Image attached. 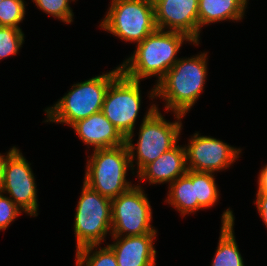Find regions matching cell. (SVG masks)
Here are the masks:
<instances>
[{"label":"cell","mask_w":267,"mask_h":266,"mask_svg":"<svg viewBox=\"0 0 267 266\" xmlns=\"http://www.w3.org/2000/svg\"><path fill=\"white\" fill-rule=\"evenodd\" d=\"M207 52L179 60L154 85L149 98L165 100V110L186 115L204 90L207 79Z\"/></svg>","instance_id":"1"},{"label":"cell","mask_w":267,"mask_h":266,"mask_svg":"<svg viewBox=\"0 0 267 266\" xmlns=\"http://www.w3.org/2000/svg\"><path fill=\"white\" fill-rule=\"evenodd\" d=\"M184 41L199 45L184 33L157 29L136 44L134 53L120 65L121 73L134 81L156 76L157 84L179 60L176 56Z\"/></svg>","instance_id":"2"},{"label":"cell","mask_w":267,"mask_h":266,"mask_svg":"<svg viewBox=\"0 0 267 266\" xmlns=\"http://www.w3.org/2000/svg\"><path fill=\"white\" fill-rule=\"evenodd\" d=\"M120 73L118 66L105 74L74 84L53 106L45 108V122L71 126L78 120L102 111L108 87Z\"/></svg>","instance_id":"3"},{"label":"cell","mask_w":267,"mask_h":266,"mask_svg":"<svg viewBox=\"0 0 267 266\" xmlns=\"http://www.w3.org/2000/svg\"><path fill=\"white\" fill-rule=\"evenodd\" d=\"M157 106L152 104L144 115L136 145L132 143L133 140L126 141L132 170L136 167L134 166V160L137 158L135 162L138 167L137 174L147 164L155 161L164 152L176 146L181 134V119L184 115L175 113L174 116L178 121L170 122L164 118ZM135 150L136 152H134Z\"/></svg>","instance_id":"4"},{"label":"cell","mask_w":267,"mask_h":266,"mask_svg":"<svg viewBox=\"0 0 267 266\" xmlns=\"http://www.w3.org/2000/svg\"><path fill=\"white\" fill-rule=\"evenodd\" d=\"M87 158L83 183L102 196L112 200L134 185L126 180L127 170H132L126 143L95 149Z\"/></svg>","instance_id":"5"},{"label":"cell","mask_w":267,"mask_h":266,"mask_svg":"<svg viewBox=\"0 0 267 266\" xmlns=\"http://www.w3.org/2000/svg\"><path fill=\"white\" fill-rule=\"evenodd\" d=\"M100 28L125 42H142L157 30L151 0H111Z\"/></svg>","instance_id":"6"},{"label":"cell","mask_w":267,"mask_h":266,"mask_svg":"<svg viewBox=\"0 0 267 266\" xmlns=\"http://www.w3.org/2000/svg\"><path fill=\"white\" fill-rule=\"evenodd\" d=\"M81 191L74 219L76 251L102 244L107 234L111 233L112 225L111 200L85 183Z\"/></svg>","instance_id":"7"},{"label":"cell","mask_w":267,"mask_h":266,"mask_svg":"<svg viewBox=\"0 0 267 266\" xmlns=\"http://www.w3.org/2000/svg\"><path fill=\"white\" fill-rule=\"evenodd\" d=\"M140 82L120 73L109 85L102 112L126 141H132L141 107Z\"/></svg>","instance_id":"8"},{"label":"cell","mask_w":267,"mask_h":266,"mask_svg":"<svg viewBox=\"0 0 267 266\" xmlns=\"http://www.w3.org/2000/svg\"><path fill=\"white\" fill-rule=\"evenodd\" d=\"M111 236H134L157 233L152 208L144 189L138 184L111 200Z\"/></svg>","instance_id":"9"},{"label":"cell","mask_w":267,"mask_h":266,"mask_svg":"<svg viewBox=\"0 0 267 266\" xmlns=\"http://www.w3.org/2000/svg\"><path fill=\"white\" fill-rule=\"evenodd\" d=\"M31 164L17 149L7 160L1 185L2 193L30 216H38L37 186Z\"/></svg>","instance_id":"10"},{"label":"cell","mask_w":267,"mask_h":266,"mask_svg":"<svg viewBox=\"0 0 267 266\" xmlns=\"http://www.w3.org/2000/svg\"><path fill=\"white\" fill-rule=\"evenodd\" d=\"M185 149L189 170L213 174L232 166L242 152L241 148L198 132L191 136Z\"/></svg>","instance_id":"11"},{"label":"cell","mask_w":267,"mask_h":266,"mask_svg":"<svg viewBox=\"0 0 267 266\" xmlns=\"http://www.w3.org/2000/svg\"><path fill=\"white\" fill-rule=\"evenodd\" d=\"M155 9L157 29L186 34L194 43L199 41V0H151Z\"/></svg>","instance_id":"12"},{"label":"cell","mask_w":267,"mask_h":266,"mask_svg":"<svg viewBox=\"0 0 267 266\" xmlns=\"http://www.w3.org/2000/svg\"><path fill=\"white\" fill-rule=\"evenodd\" d=\"M157 233L134 236H112L115 240L108 246L116 255L118 266H155L154 240Z\"/></svg>","instance_id":"13"},{"label":"cell","mask_w":267,"mask_h":266,"mask_svg":"<svg viewBox=\"0 0 267 266\" xmlns=\"http://www.w3.org/2000/svg\"><path fill=\"white\" fill-rule=\"evenodd\" d=\"M72 127L84 144L95 149L118 147L126 143V139L105 117L102 111L73 123Z\"/></svg>","instance_id":"14"},{"label":"cell","mask_w":267,"mask_h":266,"mask_svg":"<svg viewBox=\"0 0 267 266\" xmlns=\"http://www.w3.org/2000/svg\"><path fill=\"white\" fill-rule=\"evenodd\" d=\"M185 146L176 145L164 152L155 161L147 164L138 174L140 181L148 180L150 184L172 183L187 173Z\"/></svg>","instance_id":"15"},{"label":"cell","mask_w":267,"mask_h":266,"mask_svg":"<svg viewBox=\"0 0 267 266\" xmlns=\"http://www.w3.org/2000/svg\"><path fill=\"white\" fill-rule=\"evenodd\" d=\"M247 3L248 0H199V35L204 25L225 20L240 21L244 18Z\"/></svg>","instance_id":"16"},{"label":"cell","mask_w":267,"mask_h":266,"mask_svg":"<svg viewBox=\"0 0 267 266\" xmlns=\"http://www.w3.org/2000/svg\"><path fill=\"white\" fill-rule=\"evenodd\" d=\"M233 211L228 208L221 217V231L211 266H245L234 236Z\"/></svg>","instance_id":"17"},{"label":"cell","mask_w":267,"mask_h":266,"mask_svg":"<svg viewBox=\"0 0 267 266\" xmlns=\"http://www.w3.org/2000/svg\"><path fill=\"white\" fill-rule=\"evenodd\" d=\"M169 186V194L165 202L172 205L183 217L204 209L195 199V171L188 169L186 174L177 178Z\"/></svg>","instance_id":"18"},{"label":"cell","mask_w":267,"mask_h":266,"mask_svg":"<svg viewBox=\"0 0 267 266\" xmlns=\"http://www.w3.org/2000/svg\"><path fill=\"white\" fill-rule=\"evenodd\" d=\"M98 246L91 245L76 251V266H118L113 250L108 245L104 248Z\"/></svg>","instance_id":"19"},{"label":"cell","mask_w":267,"mask_h":266,"mask_svg":"<svg viewBox=\"0 0 267 266\" xmlns=\"http://www.w3.org/2000/svg\"><path fill=\"white\" fill-rule=\"evenodd\" d=\"M213 173L195 171V199L204 208L213 207L219 199V189Z\"/></svg>","instance_id":"20"},{"label":"cell","mask_w":267,"mask_h":266,"mask_svg":"<svg viewBox=\"0 0 267 266\" xmlns=\"http://www.w3.org/2000/svg\"><path fill=\"white\" fill-rule=\"evenodd\" d=\"M24 0H2L0 2V26L18 28L26 15Z\"/></svg>","instance_id":"21"},{"label":"cell","mask_w":267,"mask_h":266,"mask_svg":"<svg viewBox=\"0 0 267 266\" xmlns=\"http://www.w3.org/2000/svg\"><path fill=\"white\" fill-rule=\"evenodd\" d=\"M24 43L22 29L0 26V60L15 56Z\"/></svg>","instance_id":"22"},{"label":"cell","mask_w":267,"mask_h":266,"mask_svg":"<svg viewBox=\"0 0 267 266\" xmlns=\"http://www.w3.org/2000/svg\"><path fill=\"white\" fill-rule=\"evenodd\" d=\"M75 0H32L39 10L43 13L66 23L73 22V10L69 5V2Z\"/></svg>","instance_id":"23"},{"label":"cell","mask_w":267,"mask_h":266,"mask_svg":"<svg viewBox=\"0 0 267 266\" xmlns=\"http://www.w3.org/2000/svg\"><path fill=\"white\" fill-rule=\"evenodd\" d=\"M23 211L7 196L2 194L0 196V231L6 230L8 226L15 221V219Z\"/></svg>","instance_id":"24"},{"label":"cell","mask_w":267,"mask_h":266,"mask_svg":"<svg viewBox=\"0 0 267 266\" xmlns=\"http://www.w3.org/2000/svg\"><path fill=\"white\" fill-rule=\"evenodd\" d=\"M257 205V210L267 227V193H257L256 200L254 202Z\"/></svg>","instance_id":"25"},{"label":"cell","mask_w":267,"mask_h":266,"mask_svg":"<svg viewBox=\"0 0 267 266\" xmlns=\"http://www.w3.org/2000/svg\"><path fill=\"white\" fill-rule=\"evenodd\" d=\"M257 182V193H267V164L260 170Z\"/></svg>","instance_id":"26"},{"label":"cell","mask_w":267,"mask_h":266,"mask_svg":"<svg viewBox=\"0 0 267 266\" xmlns=\"http://www.w3.org/2000/svg\"><path fill=\"white\" fill-rule=\"evenodd\" d=\"M15 146L10 148V150L7 152L5 155H1L0 153V188L3 182V175H4V170H5V165L8 160V158L17 150Z\"/></svg>","instance_id":"27"}]
</instances>
